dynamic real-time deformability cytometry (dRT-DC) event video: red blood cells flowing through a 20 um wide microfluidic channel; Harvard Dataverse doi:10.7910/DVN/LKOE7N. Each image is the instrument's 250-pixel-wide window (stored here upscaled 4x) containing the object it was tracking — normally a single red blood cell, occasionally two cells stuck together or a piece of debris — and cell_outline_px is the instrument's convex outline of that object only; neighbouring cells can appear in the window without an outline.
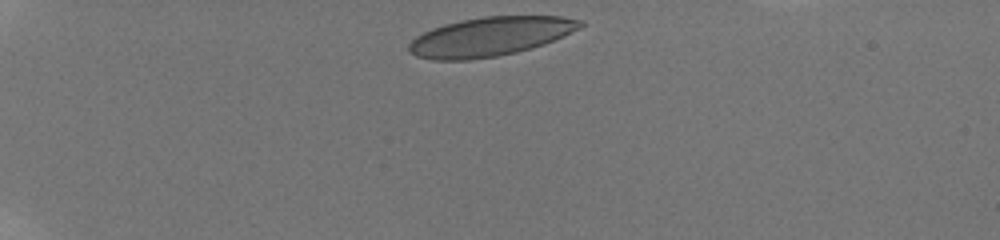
{"species": "human", "species_latin": "Homo sapiens", "temperature_condition": "room temperature", "stored_images_in_passage": 40, "camera_frame_rate_fps": 3000, "um_per_image_px": 0.085, "donor": {"sex": "male"}, "frame": {"image": 1, "passage_image": 1, "time_ms": 0.0, "image_size_px": [1000, 240], "cell_outline_px": [[584, 24], [580, 28], [544, 44], [532, 48], [516, 52], [496, 56], [468, 60], [432, 60], [416, 56], [408, 52], [408, 44], [416, 36], [432, 28], [444, 24], [460, 20], [484, 16], [564, 16], [584, 20]], "centroid_in_image_um": [41.65, 3.1], "position_along_channel_um": 43.3, "area_um2": 39.07}}
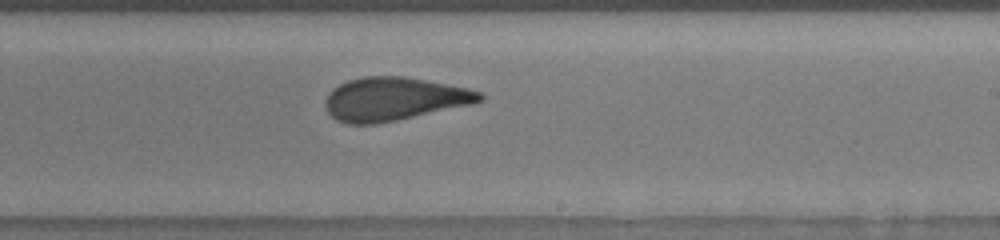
{"frame": {"image": 2, "passage_image": 21, "time_ms": 7.333, "image_size_px": [1000, 240], "cell_outline_px": [[484, 100], [472, 104], [396, 120], [376, 124], [348, 124], [336, 120], [328, 112], [324, 104], [324, 100], [328, 92], [332, 88], [348, 80], [364, 76], [404, 76], [468, 88], [480, 92], [484, 96]], "centroid_in_image_um": [33.45, 8.41], "position_along_channel_um": 255.5, "area_um2": 38.96}}
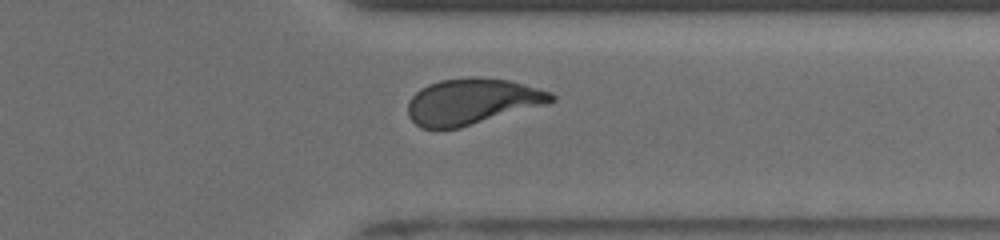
{"frame": {"image": 3, "passage_image": 31, "time_ms": 10.333, "image_size_px": [1000, 240], "cell_outline_px": [[556, 100], [544, 104], [460, 128], [420, 128], [408, 116], [408, 100], [420, 88], [428, 84], [440, 80], [468, 76], [480, 76], [508, 80], [524, 84], [552, 92], [556, 96]], "centroid_in_image_um": [40.1, 8.61], "position_along_channel_um": 371.3, "area_um2": 38.44}, "authors_computed_cell_mechanics": {"area_um2": 39.2173, "velocity_mm_per_s": 3.8485, "shape_relaxation_time_tau1_ms": 6.4156, "shape_relaxation_time_tau2_ms": 1.2395, "deformation_change_tau1": 0.1902, "deformation_change_tau2": 0.0694}}